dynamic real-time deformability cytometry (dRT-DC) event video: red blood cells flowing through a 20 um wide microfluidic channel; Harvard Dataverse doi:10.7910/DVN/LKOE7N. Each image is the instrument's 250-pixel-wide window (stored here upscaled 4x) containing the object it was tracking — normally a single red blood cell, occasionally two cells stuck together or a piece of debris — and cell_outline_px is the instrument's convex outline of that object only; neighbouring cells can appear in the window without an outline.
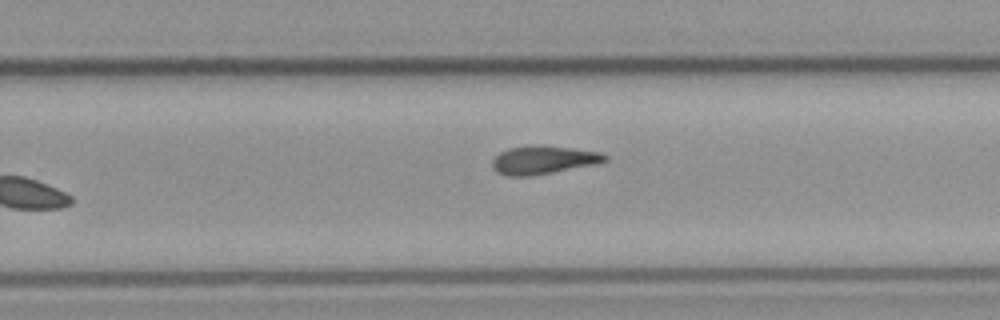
{"species": "common noctule bat (a hibernating species)", "species_latin": "Nyctalus noctula", "temperature_condition": "cold", "stored_images_in_passage": 10, "camera_frame_rate_fps": 3000, "um_per_image_px": 0.085, "animal": {"sex": "male", "body_mass_g": 23.1, "forearm_length_mm": 52.7}, "frame": {"image": 1, "passage_image": 9, "time_ms": 10.333, "image_size_px": [1000, 320], "cell_outline_px": [[608, 160], [592, 164], [532, 176], [504, 176], [496, 172], [492, 168], [492, 160], [500, 152], [508, 148], [528, 144], [572, 148], [600, 152], [608, 156]], "centroid_in_image_um": [46.11, 13.59], "position_along_channel_um": 283.7, "area_um2": 18.55}}
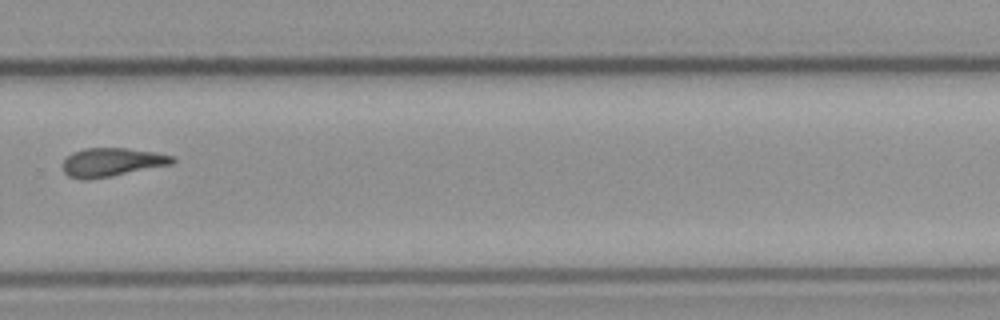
{"frame": {"image": 2, "passage_image": 10, "time_ms": 11.333, "image_size_px": [1000, 320], "cell_outline_px": [[176, 160], [172, 164], [112, 176], [88, 180], [80, 180], [68, 176], [64, 172], [64, 160], [72, 152], [84, 148], [128, 148], [156, 152], [176, 156]], "centroid_in_image_um": [9.53, 13.79], "position_along_channel_um": 320.3, "area_um2": 18.44}}